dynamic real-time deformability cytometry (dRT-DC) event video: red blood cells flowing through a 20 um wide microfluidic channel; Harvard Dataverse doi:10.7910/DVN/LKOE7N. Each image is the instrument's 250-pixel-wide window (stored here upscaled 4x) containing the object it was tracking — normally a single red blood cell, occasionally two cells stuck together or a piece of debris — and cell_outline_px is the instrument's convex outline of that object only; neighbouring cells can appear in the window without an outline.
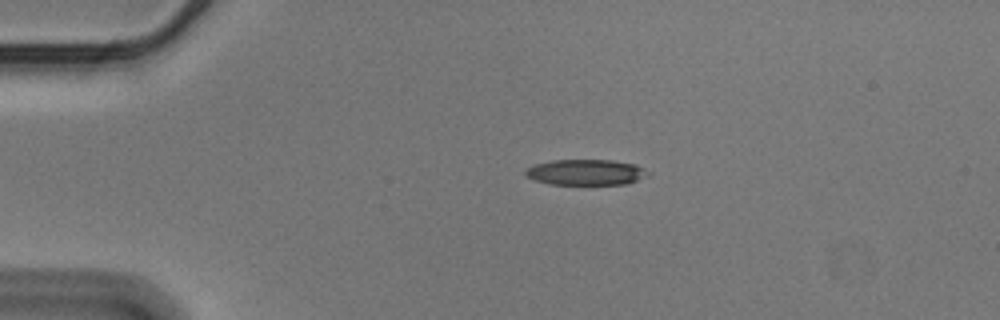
{"species": "Egyptian fruit bat (a non-hibernating species)", "species_latin": "Rousettus aegyptiacus", "temperature_condition": "cold", "stored_images_in_passage": 45, "camera_frame_rate_fps": 3000, "um_per_image_px": 0.085, "animal": {"sex": "male"}, "frame": {"image": 1, "passage_image": 1, "time_ms": 0.0, "image_size_px": [1000, 320], "cell_outline_px": [[648, 176], [628, 184], [548, 184], [532, 180], [524, 172], [528, 168], [536, 164], [552, 160], [612, 160], [636, 164], [644, 168], [648, 172]], "centroid_in_image_um": [49.82, 14.64], "position_along_channel_um": 35.2, "area_um2": 18.38}}
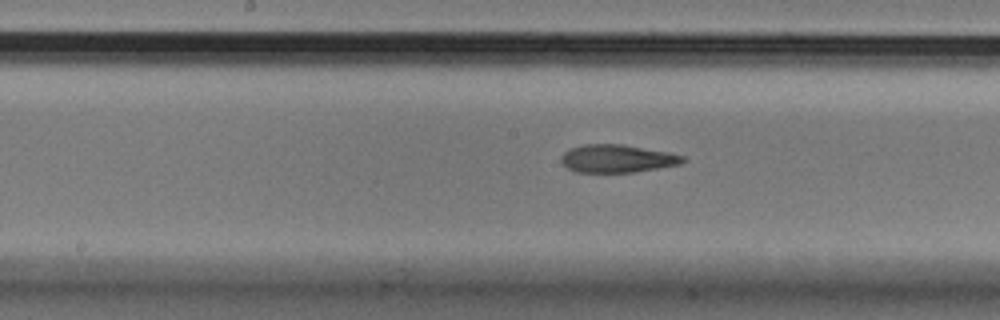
{"frame": {"image": 2, "passage_image": 18, "time_ms": 5.667, "image_size_px": [1000, 320], "cell_outline_px": [[688, 160], [680, 164], [636, 172], [576, 172], [568, 168], [560, 160], [560, 156], [564, 152], [572, 148], [584, 144], [620, 144], [668, 152], [684, 156]], "centroid_in_image_um": [52.47, 13.48], "position_along_channel_um": 195.7, "area_um2": 19.71}}
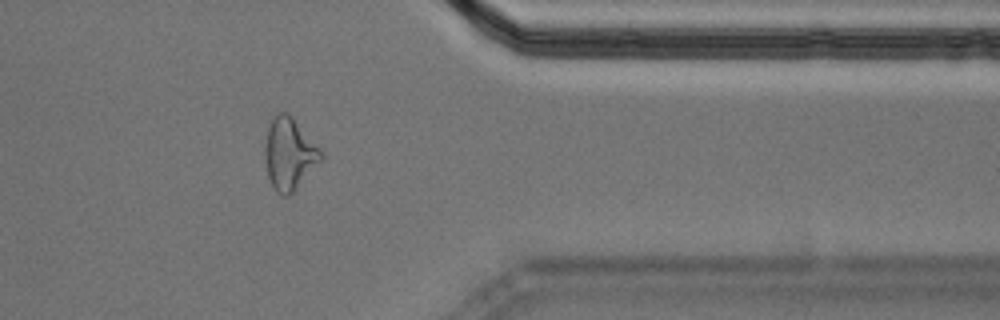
{"frame": {"image": 3, "passage_image": 35, "time_ms": 11.333, "image_size_px": [1000, 320], "cell_outline_px": [[324, 160], [288, 196], [280, 196], [276, 192], [268, 176], [264, 156], [264, 148], [268, 128], [272, 120], [280, 112], [288, 112], [292, 116], [320, 148], [324, 156]], "centroid_in_image_um": [24.61, 13.09], "position_along_channel_um": 386.8, "area_um2": 23.52}, "authors_computed_cell_mechanics": {"area_um2": 20.4612, "velocity_mm_per_s": 3.5864, "shape_relaxation_time_tau1_ms": 9.7869, "shape_relaxation_time_tau2_ms": 3.4946, "deformation_change_tau1": 0.2689, "deformation_change_tau2": 0.1318}}